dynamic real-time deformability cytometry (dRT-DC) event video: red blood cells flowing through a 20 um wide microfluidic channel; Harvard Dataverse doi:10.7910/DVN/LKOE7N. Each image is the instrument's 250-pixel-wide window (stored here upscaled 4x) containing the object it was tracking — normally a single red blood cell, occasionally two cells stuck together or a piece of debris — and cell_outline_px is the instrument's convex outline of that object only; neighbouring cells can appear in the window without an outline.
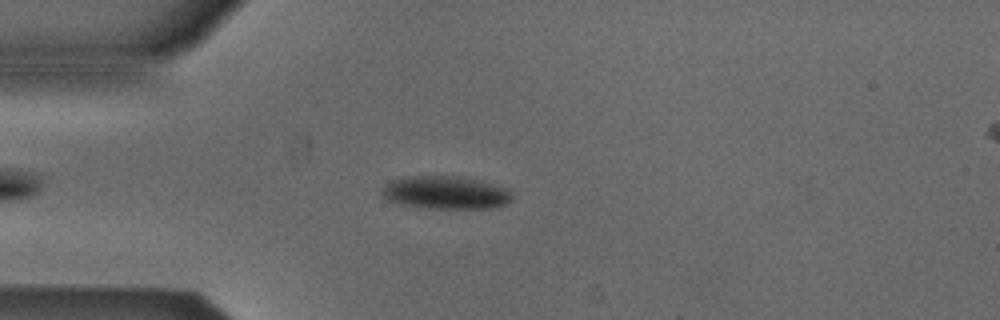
{"species": "Egyptian fruit bat (a non-hibernating species)", "species_latin": "Rousettus aegyptiacus", "temperature_condition": "cold", "stored_images_in_passage": 47, "camera_frame_rate_fps": 3000, "um_per_image_px": 0.085, "animal": {"sex": "male"}, "frame": {"image": 1, "passage_image": 8, "time_ms": 2.333, "image_size_px": [1000, 320], "cell_outline_px": [[512, 200], [504, 204], [492, 208], [424, 208], [400, 204], [388, 200], [380, 192], [392, 180], [412, 176], [456, 176], [476, 180], [508, 188], [512, 196]], "centroid_in_image_um": [37.89, 16.38], "position_along_channel_um": 47.1, "area_um2": 24.68}}
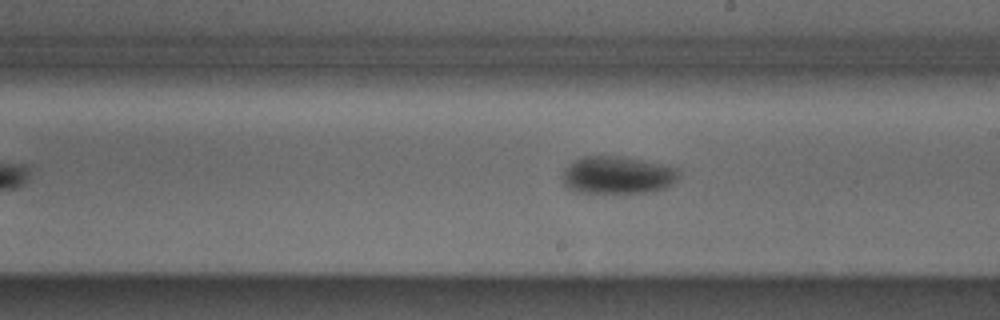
{"frame": {"image": 2, "passage_image": 24, "time_ms": 7.667, "image_size_px": [1000, 320], "cell_outline_px": [[680, 176], [672, 184], [664, 188], [648, 192], [576, 192], [568, 188], [564, 184], [564, 172], [576, 160], [584, 156], [620, 156], [680, 168]], "centroid_in_image_um": [52.55, 14.88], "position_along_channel_um": 236.5, "area_um2": 25.03}}
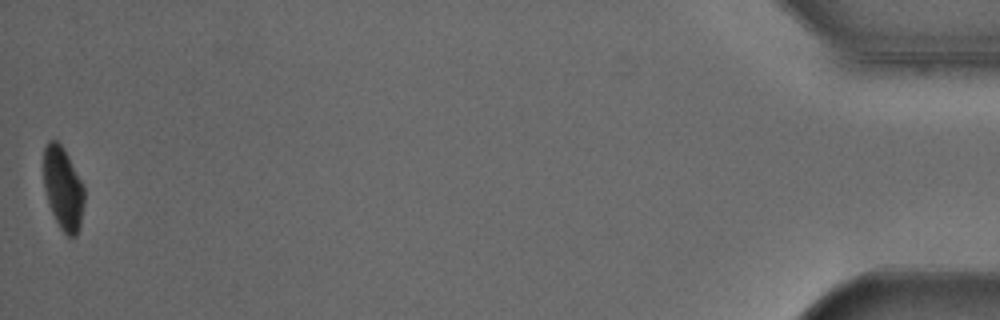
{"frame": {"image": 3, "passage_image": 47, "time_ms": 15.333, "image_size_px": [1000, 320], "cell_outline_px": [[84, 204], [80, 228], [76, 236], [68, 236], [60, 228], [48, 204], [44, 188], [44, 148], [48, 140], [56, 140], [64, 148], [84, 188]], "centroid_in_image_um": [5.36, 16.03], "position_along_channel_um": 429.8, "area_um2": 19.54}, "authors_computed_cell_mechanics": {"area_um2": 23.9292, "velocity_mm_per_s": 3.8371, "shape_relaxation_time_tau1_ms": 3.4617, "shape_relaxation_time_tau2_ms": null, "deformation_change_tau1": 0.1024, "deformation_change_tau2": null}}